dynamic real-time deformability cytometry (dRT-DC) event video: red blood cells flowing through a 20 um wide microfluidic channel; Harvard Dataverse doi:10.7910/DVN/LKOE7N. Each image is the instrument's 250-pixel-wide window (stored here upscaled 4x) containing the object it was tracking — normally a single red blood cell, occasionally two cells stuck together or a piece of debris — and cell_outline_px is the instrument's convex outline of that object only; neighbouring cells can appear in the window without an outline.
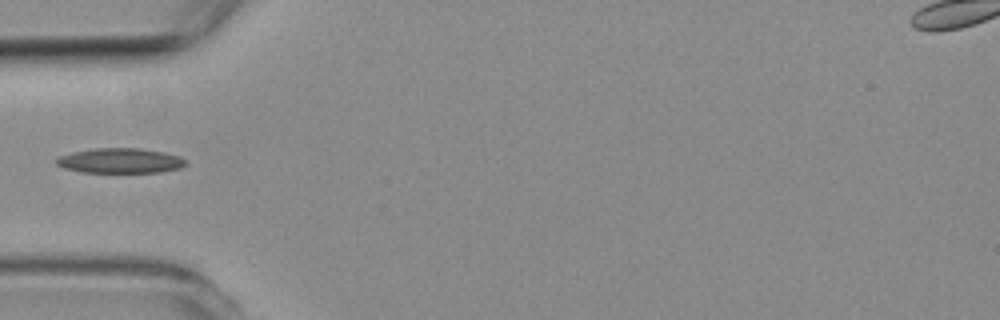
{"species": "common noctule bat (a hibernating species)", "species_latin": "Nyctalus noctula", "temperature_condition": "room temperature", "stored_images_in_passage": 5, "camera_frame_rate_fps": 3000, "um_per_image_px": 0.085, "animal": {"sex": "female", "body_mass_g": 19.3, "forearm_length_mm": 54.1}, "frame": {"image": 1, "passage_image": 5, "time_ms": 5.333, "image_size_px": [1000, 320], "cell_outline_px": [[188, 164], [180, 168], [160, 172], [80, 172], [64, 168], [56, 164], [52, 160], [56, 156], [72, 152], [96, 148], [140, 148], [164, 152], [180, 156], [188, 160]], "centroid_in_image_um": [10.2, 13.65], "position_along_channel_um": 74.8, "area_um2": 19.13}}